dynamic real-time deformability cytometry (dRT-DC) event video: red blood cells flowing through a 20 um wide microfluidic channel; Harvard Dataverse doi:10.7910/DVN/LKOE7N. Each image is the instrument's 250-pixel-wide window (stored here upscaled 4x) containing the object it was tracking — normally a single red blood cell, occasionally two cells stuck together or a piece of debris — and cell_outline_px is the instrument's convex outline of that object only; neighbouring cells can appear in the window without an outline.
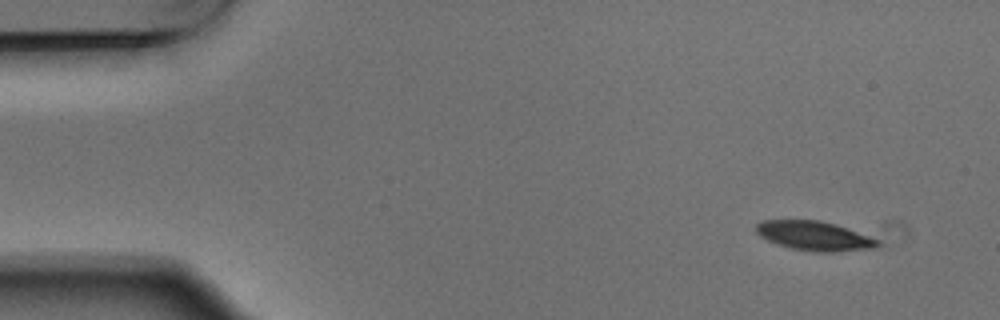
{"species": "Egyptian fruit bat (a non-hibernating species)", "species_latin": "Rousettus aegyptiacus", "temperature_condition": "warm", "stored_images_in_passage": 6, "segment_of_instrument_passage": [2, 2], "camera_frame_rate_fps": 3000, "um_per_image_px": 0.085, "animal": {"sex": "male"}, "frame": {"image": 1, "passage_image": 6, "time_ms": 1.667, "image_size_px": [1000, 320], "cell_outline_px": [[880, 244], [876, 248], [832, 252], [820, 252], [792, 248], [776, 244], [760, 236], [756, 232], [756, 224], [764, 220], [820, 220], [836, 224], [872, 236], [880, 240]], "centroid_in_image_um": [69.27, 20.04], "position_along_channel_um": 15.7, "area_um2": 20.87}}